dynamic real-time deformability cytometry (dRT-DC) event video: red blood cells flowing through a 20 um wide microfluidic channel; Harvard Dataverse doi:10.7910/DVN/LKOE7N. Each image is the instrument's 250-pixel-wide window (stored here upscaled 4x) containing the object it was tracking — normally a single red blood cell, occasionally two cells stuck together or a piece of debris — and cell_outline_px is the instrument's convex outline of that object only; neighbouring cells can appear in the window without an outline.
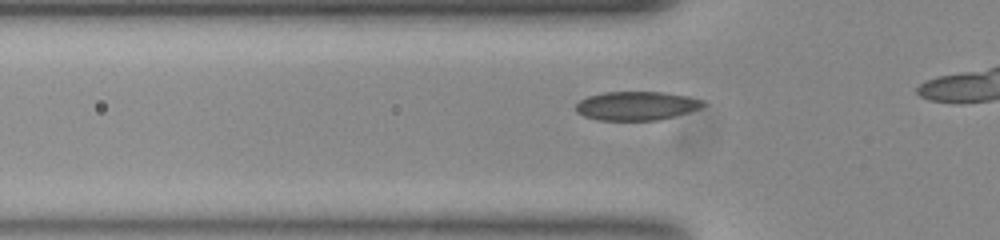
{"species": "common noctule bat (a hibernating species)", "species_latin": "Nyctalus noctula", "temperature_condition": "room temperature", "stored_images_in_passage": 12, "camera_frame_rate_fps": 3000, "um_per_image_px": 0.085, "animal": {"sex": "female", "body_mass_g": 23.0, "forearm_length_mm": 53.4}, "frame": {"image": 1, "passage_image": 6, "time_ms": 1.667, "image_size_px": [1000, 240], "cell_outline_px": [[704, 104], [700, 108], [688, 112], [660, 120], [600, 120], [584, 116], [576, 112], [576, 104], [580, 100], [588, 96], [604, 92], [664, 92], [688, 96], [700, 100]], "centroid_in_image_um": [54.07, 8.99], "position_along_channel_um": 71.7, "area_um2": 21.21}}
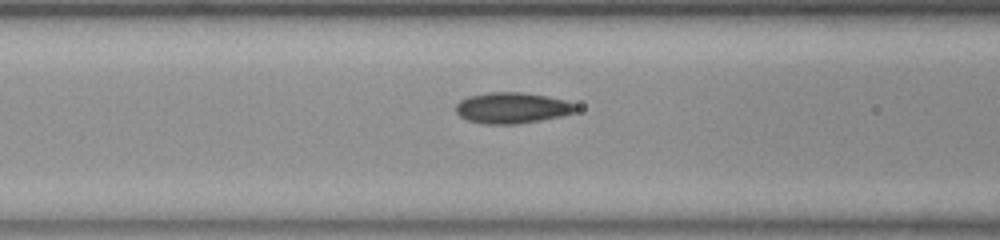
{"frame": {"image": 2, "passage_image": 10, "time_ms": 3.0, "image_size_px": [1000, 240], "cell_outline_px": [[580, 108], [576, 112], [560, 116], [540, 120], [516, 124], [484, 124], [468, 120], [460, 116], [456, 112], [456, 104], [460, 100], [468, 96], [488, 92], [524, 92], [548, 96], [564, 100], [576, 104]], "centroid_in_image_um": [43.54, 9.16], "position_along_channel_um": 123.1, "area_um2": 21.79}}